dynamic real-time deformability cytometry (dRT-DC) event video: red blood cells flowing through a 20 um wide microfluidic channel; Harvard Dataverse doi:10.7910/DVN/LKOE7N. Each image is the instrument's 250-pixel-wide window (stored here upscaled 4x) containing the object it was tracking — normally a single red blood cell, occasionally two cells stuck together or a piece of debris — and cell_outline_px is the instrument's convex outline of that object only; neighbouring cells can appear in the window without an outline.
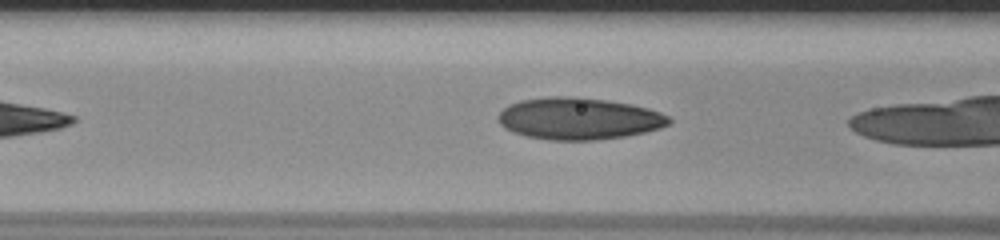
{"species": "human", "species_latin": "Homo sapiens", "temperature_condition": "room temperature", "stored_images_in_passage": 4, "camera_frame_rate_fps": 3000, "um_per_image_px": 0.085, "donor": {"sex": "male"}, "frame": {"image": 1, "passage_image": 3, "time_ms": 0.667, "image_size_px": [1000, 240], "cell_outline_px": [[672, 124], [660, 128], [628, 136], [596, 140], [548, 140], [528, 136], [512, 132], [504, 128], [496, 120], [496, 116], [508, 104], [520, 100], [552, 96], [576, 96], [608, 100], [632, 104], [648, 108], [660, 112], [668, 116], [672, 120]], "centroid_in_image_um": [49.19, 10.08], "position_along_channel_um": 117.4, "area_um2": 42.19}}